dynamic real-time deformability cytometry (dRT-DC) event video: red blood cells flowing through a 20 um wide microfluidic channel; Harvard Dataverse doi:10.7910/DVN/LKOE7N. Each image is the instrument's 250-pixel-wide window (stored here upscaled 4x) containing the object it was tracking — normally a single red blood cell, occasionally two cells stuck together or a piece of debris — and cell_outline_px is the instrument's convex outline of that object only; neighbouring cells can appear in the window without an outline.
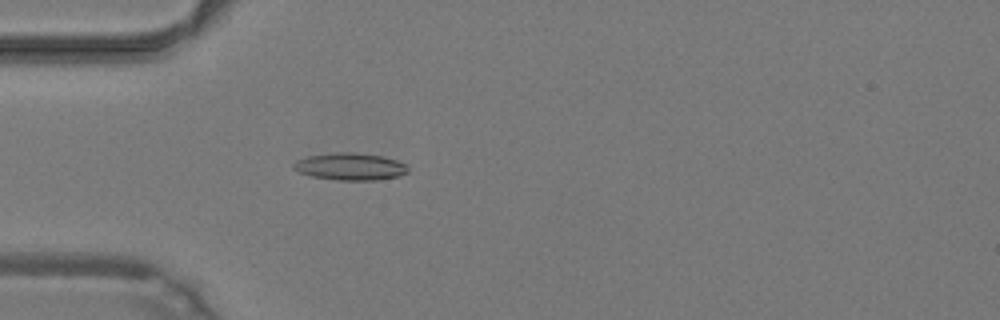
{"species": "common noctule bat (a hibernating species)", "species_latin": "Nyctalus noctula", "temperature_condition": "warm", "stored_images_in_passage": 44, "camera_frame_rate_fps": 3000, "um_per_image_px": 0.085, "animal": {"sex": "male", "body_mass_g": 19.2, "forearm_length_mm": 51.8}, "frame": {"image": 1, "passage_image": 10, "time_ms": 3.0, "image_size_px": [1000, 320], "cell_outline_px": [[408, 172], [396, 176], [376, 180], [340, 180], [312, 176], [300, 172], [292, 168], [292, 164], [296, 160], [308, 156], [336, 152], [352, 152], [384, 156], [408, 164]], "centroid_in_image_um": [29.77, 14.14], "position_along_channel_um": 55.2, "area_um2": 18.09}}
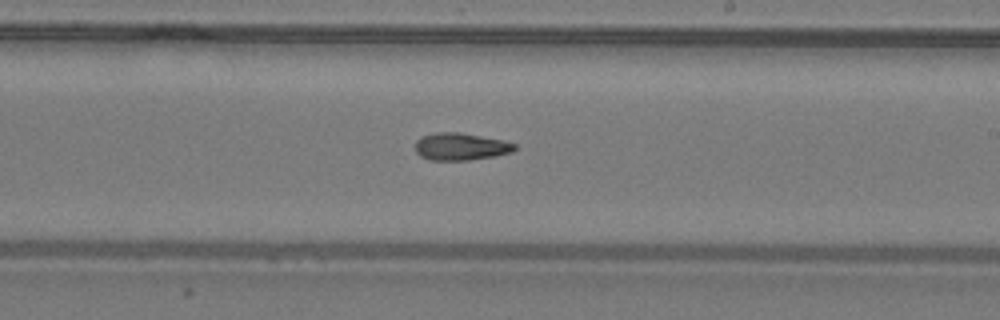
{"frame": {"image": 2, "passage_image": 24, "time_ms": 7.667, "image_size_px": [1000, 320], "cell_outline_px": [[516, 148], [512, 152], [496, 156], [468, 160], [432, 160], [420, 156], [416, 152], [416, 140], [420, 136], [436, 132], [460, 132], [504, 140], [516, 144]], "centroid_in_image_um": [39.16, 12.45], "position_along_channel_um": 249.8, "area_um2": 15.95}}
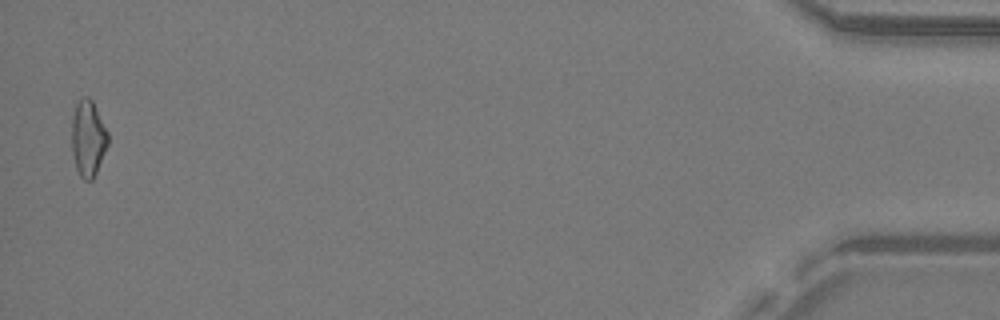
{"frame": {"image": 3, "passage_image": 43, "time_ms": 14.0, "image_size_px": [1000, 320], "cell_outline_px": [[108, 144], [96, 172], [92, 180], [84, 180], [80, 176], [76, 168], [72, 152], [72, 116], [76, 104], [80, 96], [88, 96], [92, 100], [108, 132]], "centroid_in_image_um": [7.47, 11.73], "position_along_channel_um": 427.7, "area_um2": 16.07}}